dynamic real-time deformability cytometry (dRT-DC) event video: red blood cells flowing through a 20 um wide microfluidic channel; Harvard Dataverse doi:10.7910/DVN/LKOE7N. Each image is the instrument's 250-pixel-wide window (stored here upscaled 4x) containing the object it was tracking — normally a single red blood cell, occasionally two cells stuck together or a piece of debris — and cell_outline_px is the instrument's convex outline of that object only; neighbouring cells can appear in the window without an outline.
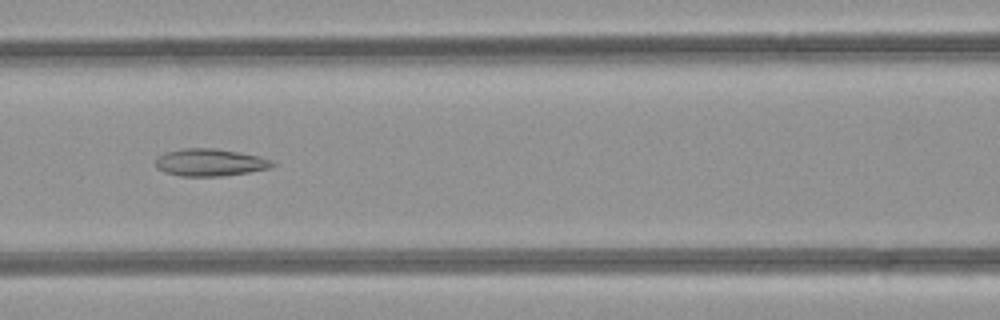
{"species": "common noctule bat (a hibernating species)", "species_latin": "Nyctalus noctula", "temperature_condition": "room temperature", "stored_images_in_passage": 39, "camera_frame_rate_fps": 3000, "um_per_image_px": 0.085, "animal": {"sex": "female", "body_mass_g": 21.9}, "frame": {"image": 1, "passage_image": 15, "time_ms": 4.667, "image_size_px": [1000, 320], "cell_outline_px": [[276, 164], [272, 168], [224, 176], [180, 176], [164, 172], [156, 168], [156, 156], [164, 152], [184, 148], [212, 148], [260, 156], [272, 160]], "centroid_in_image_um": [17.84, 13.81], "position_along_channel_um": 148.8, "area_um2": 18.73}}
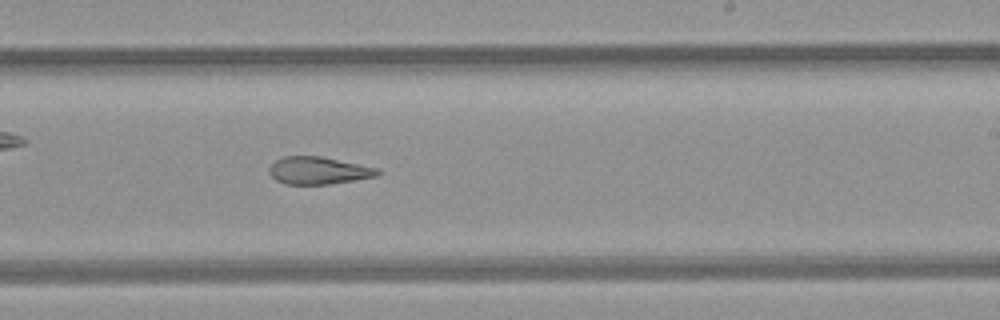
{"frame": {"image": 2, "passage_image": 23, "time_ms": 7.333, "image_size_px": [1000, 320], "cell_outline_px": [[380, 172], [376, 176], [328, 184], [284, 184], [276, 180], [268, 172], [268, 168], [276, 160], [284, 156], [320, 156], [380, 168]], "centroid_in_image_um": [27.05, 14.49], "position_along_channel_um": 262.0, "area_um2": 17.22}}
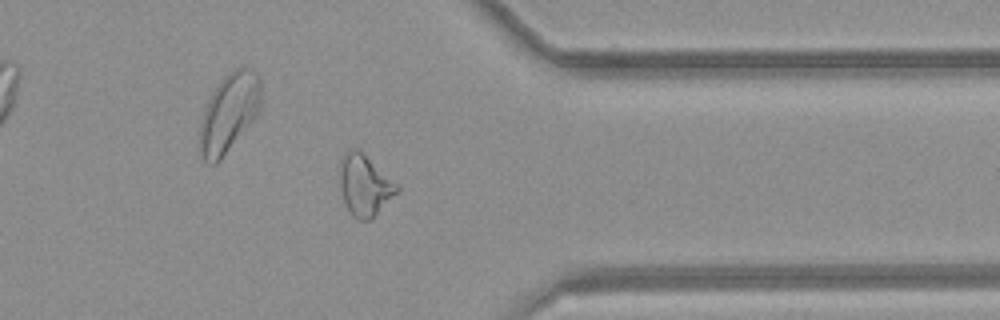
{"frame": {"image": 3, "passage_image": 32, "time_ms": 10.333, "image_size_px": [1000, 320], "cell_outline_px": [[400, 188], [372, 220], [360, 220], [352, 216], [344, 200], [340, 188], [340, 164], [344, 152], [352, 148], [356, 148], [400, 184]], "centroid_in_image_um": [31.01, 15.75], "position_along_channel_um": 380.4, "area_um2": 20.29}, "authors_computed_cell_mechanics": {"area_um2": 19.7098, "velocity_mm_per_s": 4.2582, "shape_relaxation_time_tau1_ms": null, "shape_relaxation_time_tau2_ms": 2.5016, "deformation_change_tau1": null, "deformation_change_tau2": 0.1169}}